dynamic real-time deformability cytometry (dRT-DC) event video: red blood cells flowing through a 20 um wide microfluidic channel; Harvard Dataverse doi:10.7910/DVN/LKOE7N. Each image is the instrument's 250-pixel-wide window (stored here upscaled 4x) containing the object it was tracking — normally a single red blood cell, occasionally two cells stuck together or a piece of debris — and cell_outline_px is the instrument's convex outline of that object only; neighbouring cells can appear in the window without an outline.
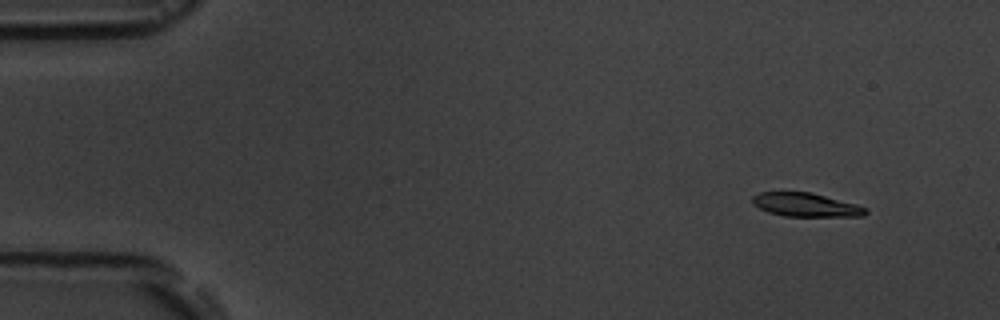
{"species": "common noctule bat (a hibernating species)", "species_latin": "Nyctalus noctula", "temperature_condition": "room temperature", "stored_images_in_passage": 15, "camera_frame_rate_fps": 3000, "um_per_image_px": 0.085, "animal": {"sex": "male", "body_mass_g": 19.5, "forearm_length_mm": 54.6}, "frame": {"image": 1, "passage_image": 2, "time_ms": 1.0, "image_size_px": [1000, 320], "cell_outline_px": [[868, 212], [864, 216], [784, 216], [768, 212], [752, 204], [752, 196], [760, 192], [812, 192], [856, 204], [868, 208]], "centroid_in_image_um": [68.5, 17.41], "position_along_channel_um": 16.5, "area_um2": 15.66}}
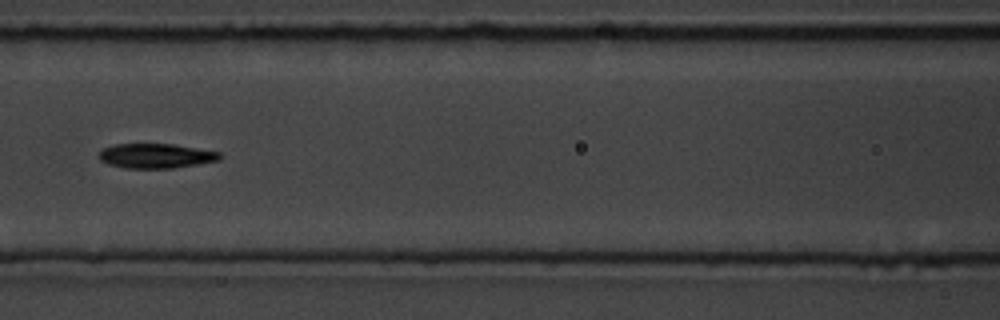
{"frame": {"image": 2, "passage_image": 7, "time_ms": 7.667, "image_size_px": [1000, 320], "cell_outline_px": [[224, 156], [220, 160], [172, 168], [124, 168], [108, 164], [100, 160], [100, 152], [104, 148], [112, 144], [172, 144], [220, 152]], "centroid_in_image_um": [13.26, 13.25], "position_along_channel_um": 153.3, "area_um2": 17.28}}
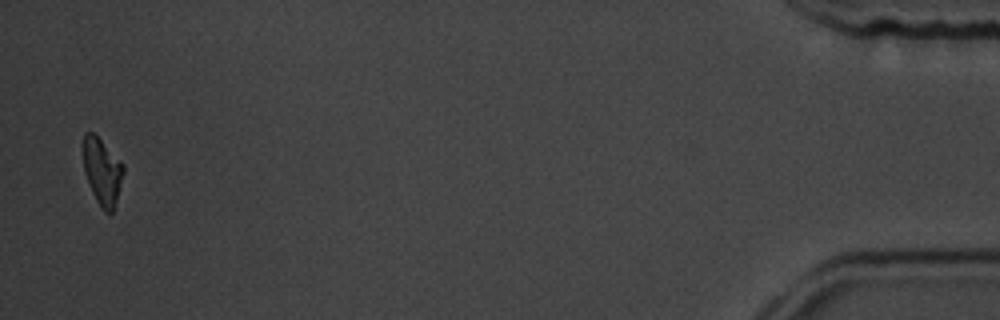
{"frame": {"image": 3, "passage_image": 15, "time_ms": 17.667, "image_size_px": [1000, 320], "cell_outline_px": [[124, 172], [116, 200], [112, 212], [104, 212], [96, 200], [92, 192], [84, 172], [80, 144], [84, 132], [92, 132], [124, 164]], "centroid_in_image_um": [8.63, 14.52], "position_along_channel_um": 426.6, "area_um2": 15.78}, "authors_computed_cell_mechanics": {"area_um2": 17.1088, "velocity_mm_per_s": 3.6366, "shape_relaxation_time_tau1_ms": 3.4191, "shape_relaxation_time_tau2_ms": 2.2159, "deformation_change_tau1": 0.1122, "deformation_change_tau2": 0.0708}}